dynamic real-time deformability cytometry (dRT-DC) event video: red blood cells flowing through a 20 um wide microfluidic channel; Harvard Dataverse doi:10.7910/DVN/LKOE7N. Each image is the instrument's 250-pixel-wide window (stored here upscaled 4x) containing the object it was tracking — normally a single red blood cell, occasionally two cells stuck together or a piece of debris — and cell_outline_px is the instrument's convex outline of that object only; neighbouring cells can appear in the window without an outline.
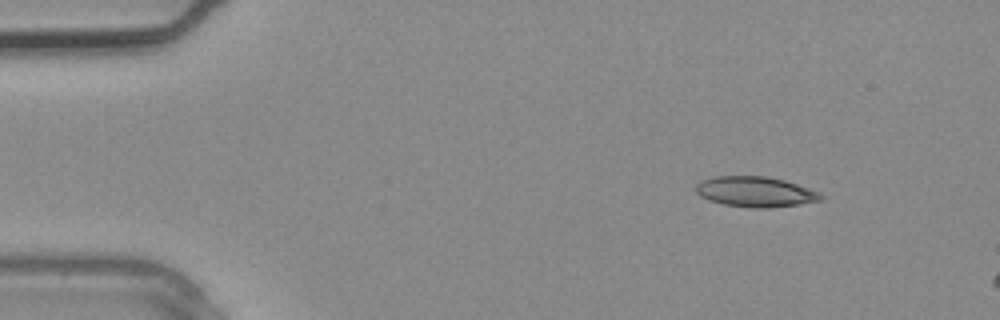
{"species": "common noctule bat (a hibernating species)", "species_latin": "Nyctalus noctula", "temperature_condition": "warm", "stored_images_in_passage": 2, "camera_frame_rate_fps": 3000, "um_per_image_px": 0.085, "animal": {"sex": "male", "body_mass_g": 20.4}, "frame": {"image": 1, "passage_image": 1, "time_ms": 0.0, "image_size_px": [1000, 320], "cell_outline_px": [[824, 196], [820, 200], [800, 204], [768, 208], [752, 208], [724, 204], [700, 196], [696, 192], [696, 184], [712, 176], [764, 176], [784, 180], [808, 188]], "centroid_in_image_um": [64.19, 16.3], "position_along_channel_um": 20.8, "area_um2": 21.79}}